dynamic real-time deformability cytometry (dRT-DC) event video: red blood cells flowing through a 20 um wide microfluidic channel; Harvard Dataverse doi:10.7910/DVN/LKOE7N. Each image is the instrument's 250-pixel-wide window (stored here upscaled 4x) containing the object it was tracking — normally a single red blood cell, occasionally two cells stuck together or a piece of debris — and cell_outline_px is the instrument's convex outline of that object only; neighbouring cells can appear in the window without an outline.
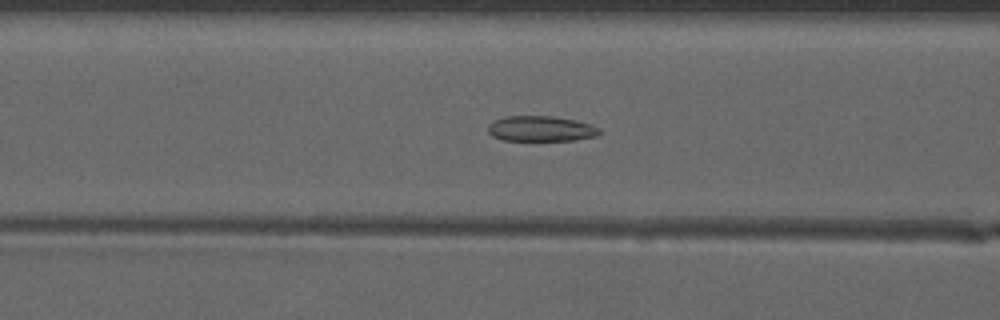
{"species": "common noctule bat (a hibernating species)", "species_latin": "Nyctalus noctula", "temperature_condition": "warm", "stored_images_in_passage": 45, "camera_frame_rate_fps": 3000, "um_per_image_px": 0.085, "animal": {"sex": "male", "forearm_length_mm": 52.5}, "frame": {"image": 1, "passage_image": 16, "time_ms": 5.0, "image_size_px": [1000, 320], "cell_outline_px": [[600, 132], [596, 136], [572, 140], [504, 140], [492, 136], [488, 132], [488, 124], [492, 120], [504, 116], [552, 116], [592, 124], [600, 128]], "centroid_in_image_um": [45.93, 10.93], "position_along_channel_um": 120.7, "area_um2": 16.47}}
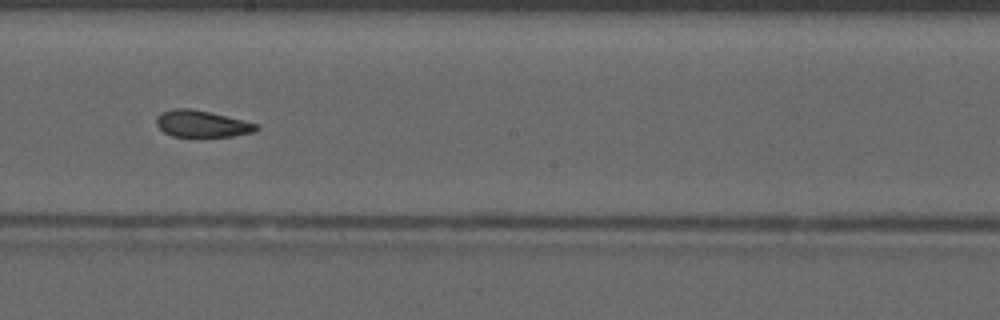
{"frame": {"image": 2, "passage_image": 24, "time_ms": 7.667, "image_size_px": [1000, 320], "cell_outline_px": [[260, 128], [256, 132], [232, 136], [172, 136], [164, 132], [156, 124], [156, 116], [160, 112], [172, 108], [188, 108], [208, 112], [244, 120], [260, 124]], "centroid_in_image_um": [17.18, 10.52], "position_along_channel_um": 231.0, "area_um2": 15.61}}
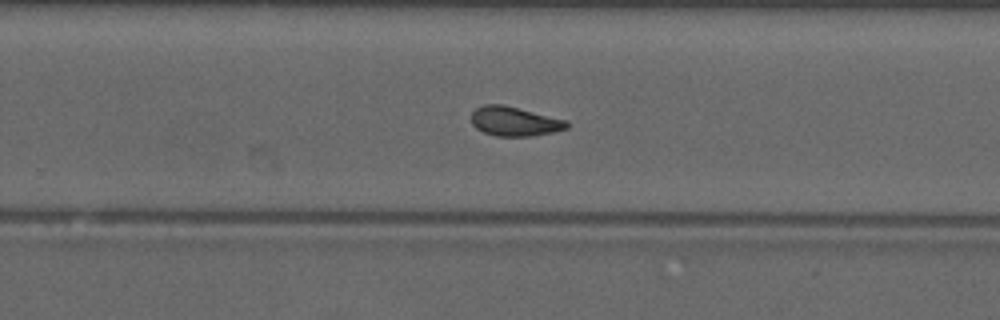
{"frame": {"image": 3, "passage_image": 28, "time_ms": 9.0, "image_size_px": [1000, 320], "cell_outline_px": [[568, 128], [552, 132], [532, 136], [496, 136], [484, 132], [476, 128], [472, 124], [472, 112], [476, 108], [484, 104], [504, 104], [568, 120]], "centroid_in_image_um": [43.74, 10.3], "position_along_channel_um": 286.1, "area_um2": 16.42}, "authors_computed_cell_mechanics": {"area_um2": 16.473, "velocity_mm_per_s": 4.1504, "shape_relaxation_time_tau1_ms": null, "shape_relaxation_time_tau2_ms": 1.9943, "deformation_change_tau1": null, "deformation_change_tau2": 0.0775}}